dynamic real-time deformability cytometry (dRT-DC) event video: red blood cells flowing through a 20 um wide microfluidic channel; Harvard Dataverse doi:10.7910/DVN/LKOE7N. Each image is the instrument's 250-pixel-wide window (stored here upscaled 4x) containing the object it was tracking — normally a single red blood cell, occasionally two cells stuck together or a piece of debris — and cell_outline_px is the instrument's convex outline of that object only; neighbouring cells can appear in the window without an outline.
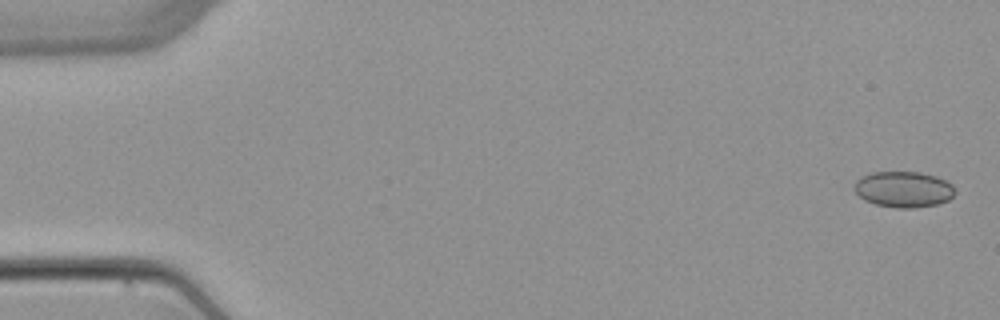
{"species": "common noctule bat (a hibernating species)", "species_latin": "Nyctalus noctula", "temperature_condition": "warm", "stored_images_in_passage": 4, "camera_frame_rate_fps": 3000, "um_per_image_px": 0.085, "animal": {"sex": "female", "body_mass_g": 22.7, "forearm_length_mm": 54.2}, "frame": {"image": 1, "passage_image": 1, "time_ms": 0.0, "image_size_px": [1000, 320], "cell_outline_px": [[956, 192], [948, 200], [936, 204], [912, 208], [896, 208], [876, 204], [864, 200], [856, 192], [856, 180], [872, 172], [920, 172], [936, 176], [952, 184]], "centroid_in_image_um": [76.83, 16.09], "position_along_channel_um": 8.2, "area_um2": 20.87}}
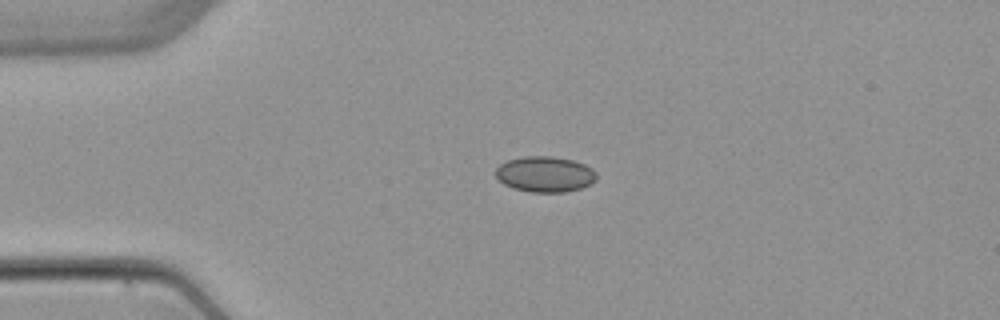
{"frame": {"image": 2, "passage_image": 3, "time_ms": 3.667, "image_size_px": [1000, 320], "cell_outline_px": [[596, 180], [580, 188], [564, 192], [532, 192], [512, 188], [504, 184], [496, 176], [496, 168], [500, 164], [508, 160], [524, 156], [552, 156], [572, 160], [584, 164], [592, 168], [596, 172]], "centroid_in_image_um": [46.31, 14.8], "position_along_channel_um": 38.7, "area_um2": 20.87}}